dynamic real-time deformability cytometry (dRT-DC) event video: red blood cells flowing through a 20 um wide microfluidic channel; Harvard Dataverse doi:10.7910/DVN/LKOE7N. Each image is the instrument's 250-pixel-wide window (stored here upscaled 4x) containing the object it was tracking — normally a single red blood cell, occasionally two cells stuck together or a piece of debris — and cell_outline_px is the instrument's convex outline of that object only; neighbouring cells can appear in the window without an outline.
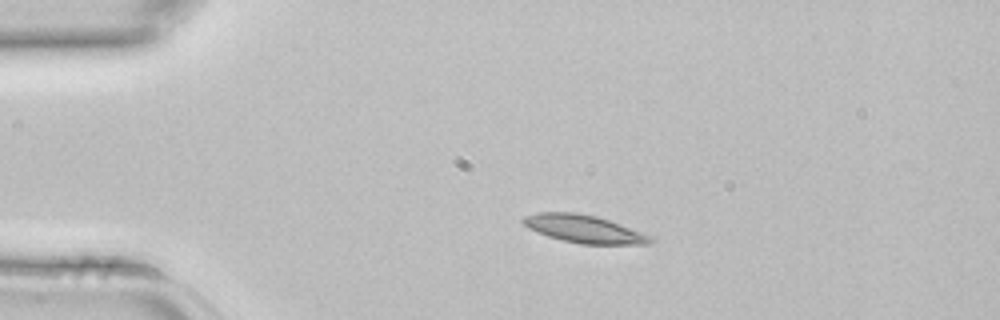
{"species": "common noctule bat (a hibernating species)", "species_latin": "Nyctalus noctula", "temperature_condition": "room temperature", "stored_images_in_passage": 3, "camera_frame_rate_fps": 3000, "um_per_image_px": 0.085, "animal": {"sex": "female", "body_mass_g": 22.7, "forearm_length_mm": 54.2}, "frame": {"image": 1, "passage_image": 2, "time_ms": 0.333, "image_size_px": [1000, 320], "cell_outline_px": [[656, 240], [652, 244], [580, 244], [548, 236], [528, 228], [520, 220], [524, 216], [536, 212], [576, 212], [596, 216], [656, 236]], "centroid_in_image_um": [49.71, 19.46], "position_along_channel_um": 35.3, "area_um2": 20.87}}